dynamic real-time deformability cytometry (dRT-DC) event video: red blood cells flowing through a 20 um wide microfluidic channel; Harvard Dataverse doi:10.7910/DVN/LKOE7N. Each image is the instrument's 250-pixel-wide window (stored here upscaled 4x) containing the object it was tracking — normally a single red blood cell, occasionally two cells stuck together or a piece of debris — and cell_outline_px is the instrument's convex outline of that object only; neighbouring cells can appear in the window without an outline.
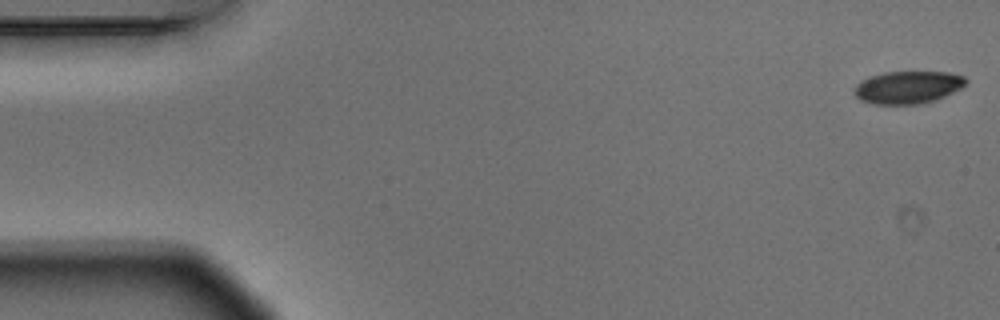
{"species": "Egyptian fruit bat (a non-hibernating species)", "species_latin": "Rousettus aegyptiacus", "temperature_condition": "warm", "stored_images_in_passage": 5, "camera_frame_rate_fps": 3000, "um_per_image_px": 0.085, "animal": {"sex": "male"}, "frame": {"image": 1, "passage_image": 1, "time_ms": 0.0, "image_size_px": [1000, 320], "cell_outline_px": [[968, 84], [944, 96], [920, 104], [872, 104], [860, 100], [852, 92], [856, 84], [860, 80], [884, 72], [948, 72], [964, 76], [968, 80]], "centroid_in_image_um": [77.14, 7.41], "position_along_channel_um": 7.9, "area_um2": 21.21}}